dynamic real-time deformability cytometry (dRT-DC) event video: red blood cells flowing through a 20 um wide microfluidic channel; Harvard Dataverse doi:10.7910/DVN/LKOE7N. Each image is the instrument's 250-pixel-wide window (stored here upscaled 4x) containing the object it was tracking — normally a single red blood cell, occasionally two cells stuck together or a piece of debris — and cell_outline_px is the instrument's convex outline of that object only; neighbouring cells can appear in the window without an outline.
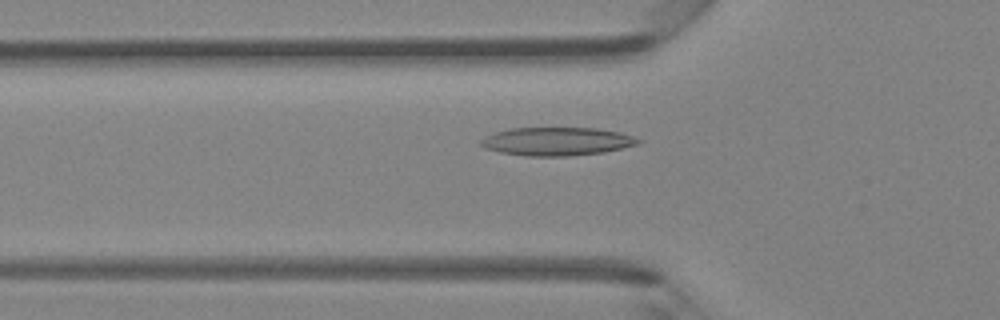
{"species": "Egyptian fruit bat (a non-hibernating species)", "species_latin": "Rousettus aegyptiacus", "temperature_condition": "room temperature", "stored_images_in_passage": 43, "segment_of_instrument_passage": [1, 2], "camera_frame_rate_fps": 3000, "um_per_image_px": 0.085, "animal": {"sex": "female"}, "frame": {"image": 1, "passage_image": 11, "time_ms": 3.333, "image_size_px": [1000, 320], "cell_outline_px": [[644, 140], [640, 144], [604, 152], [568, 156], [524, 156], [500, 152], [484, 148], [480, 144], [480, 140], [496, 132], [512, 128], [596, 128], [620, 132]], "centroid_in_image_um": [47.37, 12.02], "position_along_channel_um": 78.4, "area_um2": 25.95}}
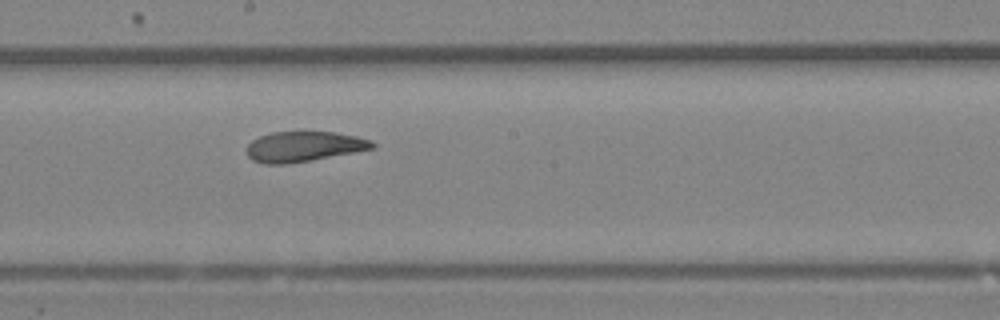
{"frame": {"image": 2, "passage_image": 21, "time_ms": 6.667, "image_size_px": [1000, 320], "cell_outline_px": [[376, 148], [312, 160], [284, 164], [264, 164], [252, 160], [248, 156], [244, 148], [252, 140], [260, 136], [272, 132], [336, 132], [356, 136], [372, 140], [376, 144]], "centroid_in_image_um": [25.82, 12.46], "position_along_channel_um": 222.4, "area_um2": 22.31}}
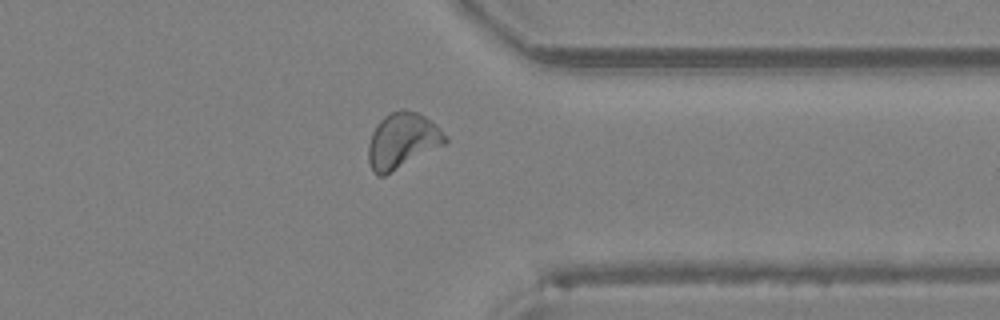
{"frame": {"image": 3, "passage_image": 32, "time_ms": 10.333, "image_size_px": [1000, 320], "cell_outline_px": [[448, 140], [444, 144], [384, 176], [376, 176], [372, 172], [368, 160], [368, 144], [372, 132], [376, 124], [384, 116], [400, 108], [404, 108], [416, 112], [424, 116], [436, 124], [448, 136]], "centroid_in_image_um": [34.17, 11.95], "position_along_channel_um": 377.2, "area_um2": 24.97}}